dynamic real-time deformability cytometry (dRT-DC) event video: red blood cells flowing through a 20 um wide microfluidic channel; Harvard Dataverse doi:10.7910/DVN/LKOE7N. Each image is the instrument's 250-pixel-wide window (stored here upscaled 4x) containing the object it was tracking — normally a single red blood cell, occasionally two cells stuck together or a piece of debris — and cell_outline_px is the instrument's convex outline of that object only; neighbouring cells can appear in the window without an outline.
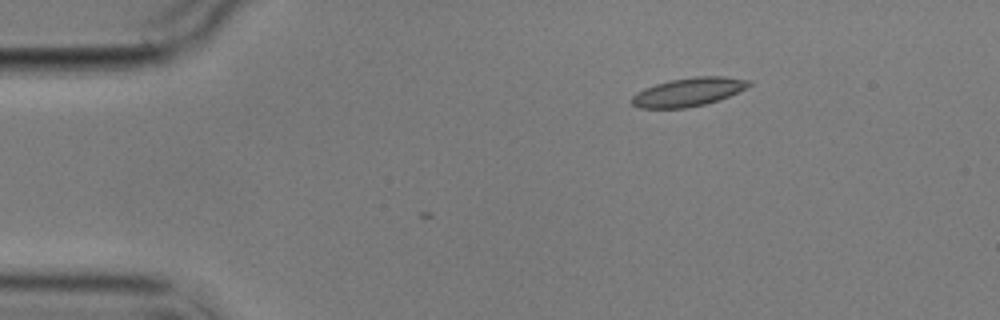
{"species": "common noctule bat (a hibernating species)", "species_latin": "Nyctalus noctula", "temperature_condition": "cold", "stored_images_in_passage": 3, "camera_frame_rate_fps": 3000, "um_per_image_px": 0.085, "animal": {"sex": "male", "body_mass_g": 17.9}, "frame": {"image": 1, "passage_image": 1, "time_ms": 0.0, "image_size_px": [1000, 320], "cell_outline_px": [[752, 84], [720, 100], [704, 104], [684, 108], [640, 108], [632, 104], [632, 96], [636, 92], [644, 88], [656, 84], [672, 80], [696, 76], [724, 76], [752, 80]], "centroid_in_image_um": [58.52, 7.81], "position_along_channel_um": 26.5, "area_um2": 19.31}}